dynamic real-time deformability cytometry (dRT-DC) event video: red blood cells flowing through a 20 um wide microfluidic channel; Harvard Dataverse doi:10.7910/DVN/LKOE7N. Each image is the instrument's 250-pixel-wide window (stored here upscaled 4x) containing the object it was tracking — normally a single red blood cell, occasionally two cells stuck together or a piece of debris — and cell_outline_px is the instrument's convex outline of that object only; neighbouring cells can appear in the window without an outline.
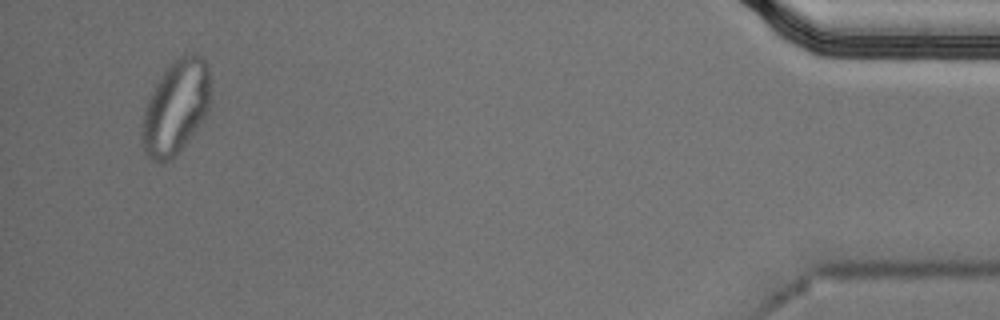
{"species": "Egyptian fruit bat (a non-hibernating species)", "species_latin": "Rousettus aegyptiacus", "temperature_condition": "cold", "stored_images_in_passage": 52, "segment_of_instrument_passage": [2, 2], "camera_frame_rate_fps": 3000, "um_per_image_px": 0.085, "animal": {"sex": "male"}, "frame": {"image": 1, "passage_image": 50, "time_ms": 16.333, "image_size_px": [1000, 320], "cell_outline_px": [[208, 108], [204, 120], [176, 156], [172, 160], [164, 164], [160, 164], [148, 160], [144, 152], [144, 112], [148, 100], [152, 92], [164, 72], [172, 60], [184, 52], [196, 52], [208, 64]], "centroid_in_image_um": [14.96, 9.14], "position_along_channel_um": 420.2, "area_um2": 37.28}}